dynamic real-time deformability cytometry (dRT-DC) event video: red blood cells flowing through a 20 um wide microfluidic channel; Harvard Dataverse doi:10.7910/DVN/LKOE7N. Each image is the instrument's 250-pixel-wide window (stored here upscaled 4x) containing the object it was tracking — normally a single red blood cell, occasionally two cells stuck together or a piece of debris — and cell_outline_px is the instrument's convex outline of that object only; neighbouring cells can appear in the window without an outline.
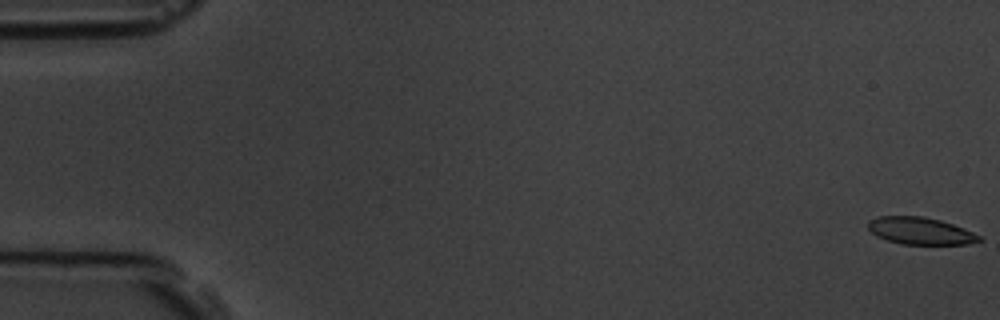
{"species": "common noctule bat (a hibernating species)", "species_latin": "Nyctalus noctula", "temperature_condition": "room temperature", "stored_images_in_passage": 4, "camera_frame_rate_fps": 3000, "um_per_image_px": 0.085, "animal": {"sex": "male", "body_mass_g": 19.5, "forearm_length_mm": 54.6}, "frame": {"image": 1, "passage_image": 1, "time_ms": 0.0, "image_size_px": [1000, 320], "cell_outline_px": [[984, 240], [968, 244], [900, 244], [876, 236], [868, 228], [868, 220], [876, 216], [924, 216], [940, 220], [964, 228], [980, 236]], "centroid_in_image_um": [78.22, 19.62], "position_along_channel_um": 6.8, "area_um2": 17.63}}
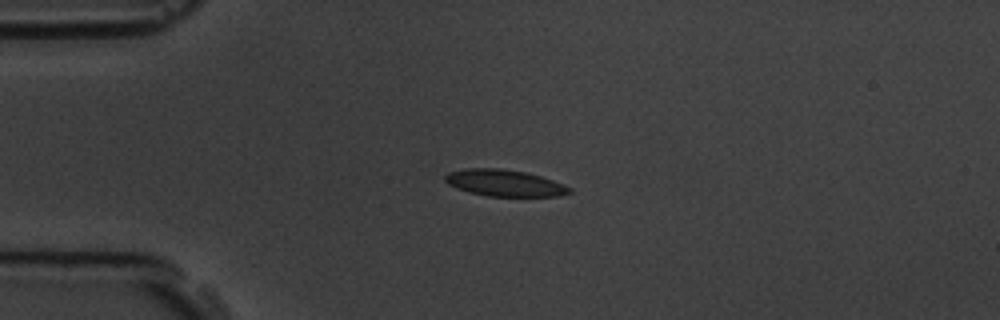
{"frame": {"image": 2, "passage_image": 4, "time_ms": 4.333, "image_size_px": [1000, 320], "cell_outline_px": [[572, 192], [556, 196], [488, 196], [468, 192], [456, 188], [448, 184], [444, 180], [444, 176], [448, 172], [464, 168], [500, 168], [528, 172], [552, 180], [572, 188]], "centroid_in_image_um": [42.84, 15.54], "position_along_channel_um": 42.2, "area_um2": 19.36}}